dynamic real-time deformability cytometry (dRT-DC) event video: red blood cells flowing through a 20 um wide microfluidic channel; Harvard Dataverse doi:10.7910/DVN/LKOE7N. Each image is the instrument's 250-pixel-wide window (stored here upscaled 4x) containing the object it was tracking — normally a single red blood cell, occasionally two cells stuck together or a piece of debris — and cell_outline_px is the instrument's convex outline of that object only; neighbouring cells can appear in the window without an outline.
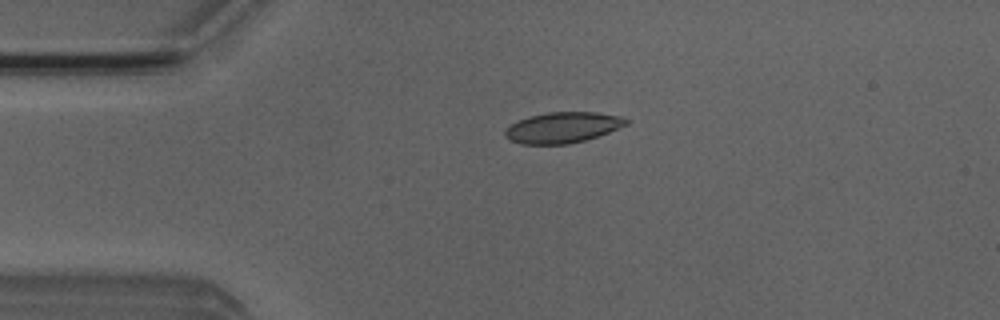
{"species": "Egyptian fruit bat (a non-hibernating species)", "species_latin": "Rousettus aegyptiacus", "temperature_condition": "room temperature", "stored_images_in_passage": 6, "camera_frame_rate_fps": 3000, "um_per_image_px": 0.085, "animal": {"sex": "male"}, "frame": {"image": 1, "passage_image": 2, "time_ms": 2.0, "image_size_px": [1000, 320], "cell_outline_px": [[628, 124], [608, 132], [584, 140], [568, 144], [520, 144], [504, 136], [504, 132], [512, 124], [528, 116], [548, 112], [596, 112], [620, 116], [628, 120]], "centroid_in_image_um": [47.82, 10.83], "position_along_channel_um": 37.2, "area_um2": 21.44}}